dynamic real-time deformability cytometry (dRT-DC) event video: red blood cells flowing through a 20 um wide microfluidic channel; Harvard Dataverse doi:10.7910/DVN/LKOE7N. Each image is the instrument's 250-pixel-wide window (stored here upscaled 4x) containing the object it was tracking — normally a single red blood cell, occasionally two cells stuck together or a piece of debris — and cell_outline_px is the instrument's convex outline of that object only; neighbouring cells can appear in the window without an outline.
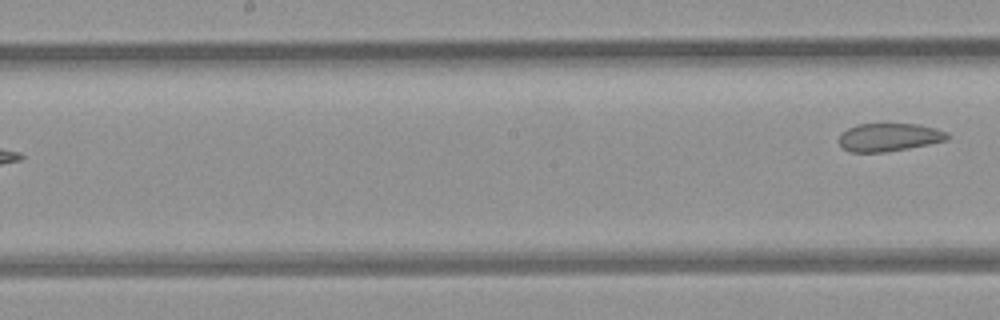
{"species": "common noctule bat (a hibernating species)", "species_latin": "Nyctalus noctula", "temperature_condition": "room temperature", "stored_images_in_passage": 9, "segment_of_instrument_passage": [2, 2], "camera_frame_rate_fps": 3000, "um_per_image_px": 0.085, "animal": {"sex": "female", "body_mass_g": 21.9}, "frame": {"image": 1, "passage_image": 9, "time_ms": 2.667, "image_size_px": [1000, 320], "cell_outline_px": [[948, 140], [908, 148], [884, 152], [852, 152], [844, 148], [840, 144], [840, 136], [848, 128], [856, 124], [920, 124], [936, 128], [948, 132]], "centroid_in_image_um": [75.61, 11.65], "position_along_channel_um": 172.6, "area_um2": 17.57}}